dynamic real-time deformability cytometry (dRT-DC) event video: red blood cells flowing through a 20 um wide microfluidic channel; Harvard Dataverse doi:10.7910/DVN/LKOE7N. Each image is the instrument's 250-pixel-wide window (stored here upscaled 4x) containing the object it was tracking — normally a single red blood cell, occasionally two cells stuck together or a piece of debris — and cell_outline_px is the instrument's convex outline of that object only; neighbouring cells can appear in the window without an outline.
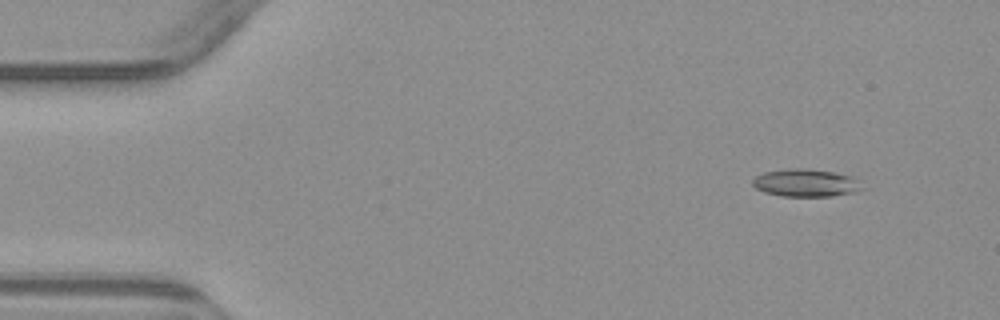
{"species": "common noctule bat (a hibernating species)", "species_latin": "Nyctalus noctula", "temperature_condition": "warm", "stored_images_in_passage": 5, "camera_frame_rate_fps": 3000, "um_per_image_px": 0.085, "animal": {"sex": "male", "body_mass_g": 23.1, "forearm_length_mm": 52.7}, "frame": {"image": 1, "passage_image": 2, "time_ms": 1.0, "image_size_px": [1000, 320], "cell_outline_px": [[868, 188], [856, 192], [832, 196], [780, 196], [764, 192], [756, 188], [752, 184], [752, 180], [756, 176], [764, 172], [788, 168], [796, 168], [832, 172], [848, 176], [856, 180]], "centroid_in_image_um": [68.49, 15.56], "position_along_channel_um": 16.5, "area_um2": 17.57}}
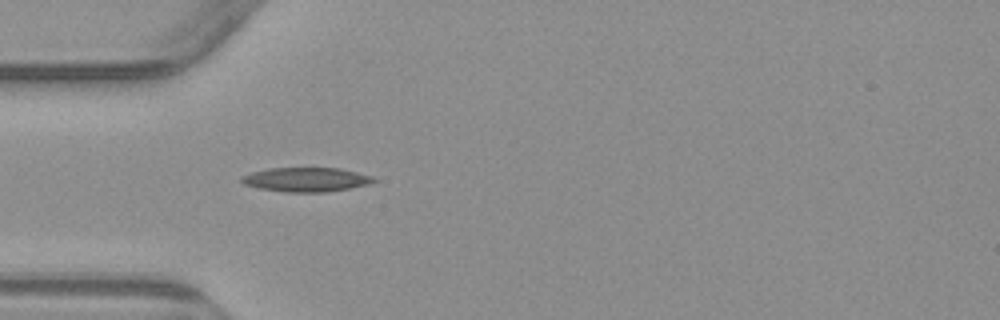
{"frame": {"image": 2, "passage_image": 5, "time_ms": 4.667, "image_size_px": [1000, 320], "cell_outline_px": [[376, 180], [368, 184], [328, 192], [288, 192], [260, 188], [244, 184], [240, 180], [240, 176], [252, 172], [268, 168], [340, 168], [372, 176]], "centroid_in_image_um": [25.99, 15.26], "position_along_channel_um": 59.0, "area_um2": 18.5}}